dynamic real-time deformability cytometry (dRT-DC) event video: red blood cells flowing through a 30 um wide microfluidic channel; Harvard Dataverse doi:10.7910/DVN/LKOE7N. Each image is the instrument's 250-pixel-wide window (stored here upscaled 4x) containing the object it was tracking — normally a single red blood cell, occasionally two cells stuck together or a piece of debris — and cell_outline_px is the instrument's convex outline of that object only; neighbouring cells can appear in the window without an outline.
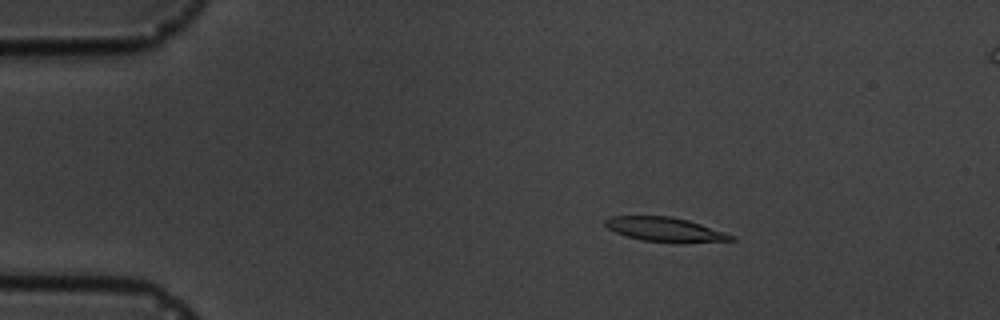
{"species": "common noctule bat (a hibernating species)", "species_latin": "Nyctalus noctula", "temperature_condition": "cold", "stored_images_in_passage": 5, "segment_of_instrument_passage": [1, 2], "camera_frame_rate_fps": 3000, "um_per_image_px": 0.085, "animal": {"sex": "male", "body_mass_g": 19.5, "forearm_length_mm": 54.6}, "frame": {"image": 1, "passage_image": 2, "time_ms": 1.0, "image_size_px": [1000, 320], "cell_outline_px": [[736, 240], [684, 244], [680, 244], [644, 240], [628, 236], [616, 232], [608, 228], [604, 224], [604, 220], [612, 216], [672, 216], [688, 220], [736, 236]], "centroid_in_image_um": [56.6, 19.52], "position_along_channel_um": 28.4, "area_um2": 18.03}}